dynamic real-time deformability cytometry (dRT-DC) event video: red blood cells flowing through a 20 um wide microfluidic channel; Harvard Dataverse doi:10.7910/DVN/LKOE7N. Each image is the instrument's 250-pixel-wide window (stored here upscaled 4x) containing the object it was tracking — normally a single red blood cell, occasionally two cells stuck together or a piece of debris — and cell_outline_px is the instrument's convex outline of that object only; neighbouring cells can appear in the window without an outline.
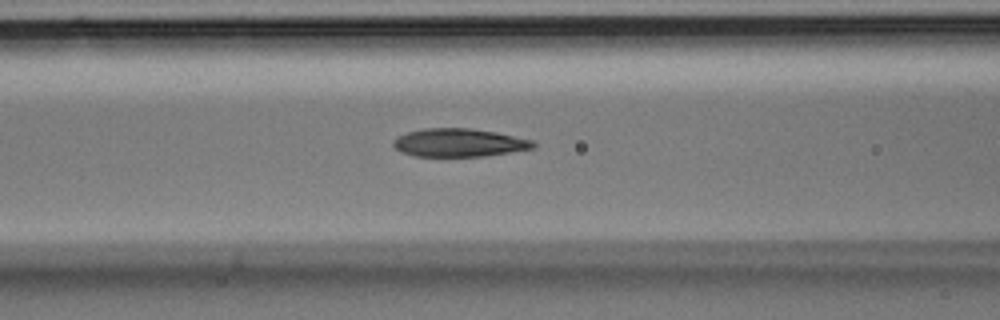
{"species": "Egyptian fruit bat (a non-hibernating species)", "species_latin": "Rousettus aegyptiacus", "temperature_condition": "room temperature", "stored_images_in_passage": 25, "camera_frame_rate_fps": 3000, "um_per_image_px": 0.085, "animal": {"sex": "male"}, "frame": {"image": 1, "passage_image": 7, "time_ms": 2.0, "image_size_px": [1000, 320], "cell_outline_px": [[536, 148], [484, 156], [416, 156], [400, 152], [392, 144], [392, 140], [396, 136], [408, 132], [424, 128], [468, 128], [496, 132], [536, 140]], "centroid_in_image_um": [39.04, 12.12], "position_along_channel_um": 127.6, "area_um2": 23.18}}
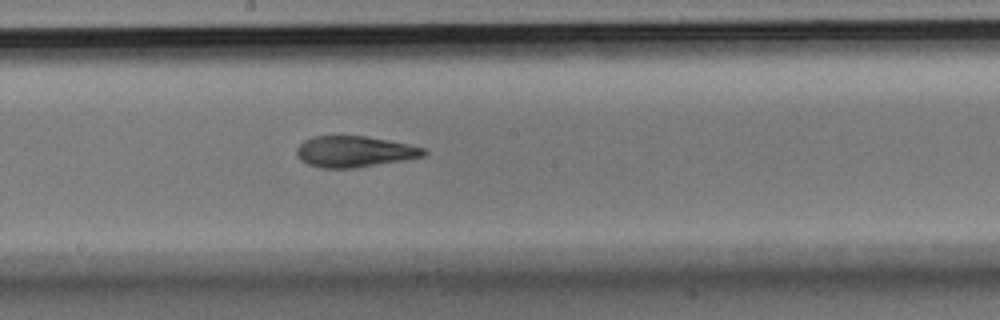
{"frame": {"image": 2, "passage_image": 12, "time_ms": 3.667, "image_size_px": [1000, 320], "cell_outline_px": [[428, 152], [424, 156], [404, 160], [356, 168], [320, 168], [308, 164], [300, 160], [296, 156], [296, 148], [304, 140], [312, 136], [364, 136], [388, 140], [428, 148]], "centroid_in_image_um": [30.13, 12.89], "position_along_channel_um": 218.1, "area_um2": 23.24}}
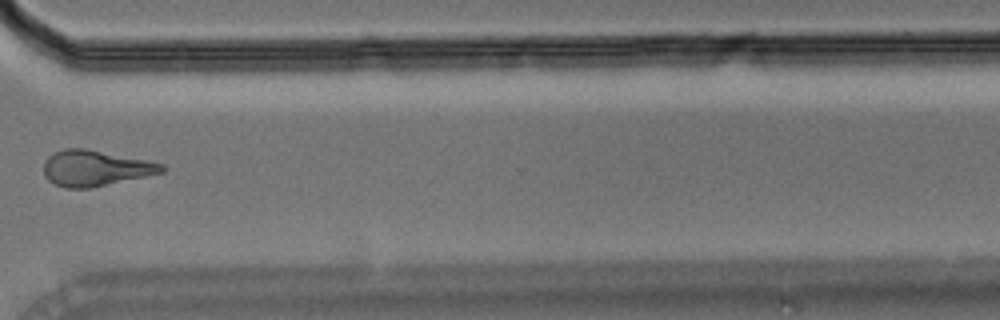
{"frame": {"image": 3, "passage_image": 20, "time_ms": 6.333, "image_size_px": [1000, 320], "cell_outline_px": [[164, 172], [92, 188], [64, 188], [52, 184], [44, 176], [44, 160], [48, 156], [64, 148], [84, 148], [148, 160], [164, 164]], "centroid_in_image_um": [8.07, 14.3], "position_along_channel_um": 362.5, "area_um2": 24.74}}